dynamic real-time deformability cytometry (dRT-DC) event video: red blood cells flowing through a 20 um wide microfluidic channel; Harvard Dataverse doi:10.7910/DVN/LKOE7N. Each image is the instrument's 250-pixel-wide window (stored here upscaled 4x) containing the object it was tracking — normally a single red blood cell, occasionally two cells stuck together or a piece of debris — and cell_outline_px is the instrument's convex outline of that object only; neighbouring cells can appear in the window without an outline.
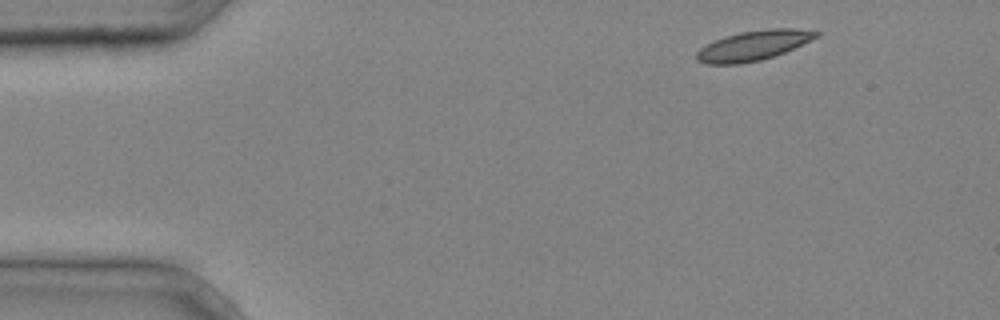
{"species": "common noctule bat (a hibernating species)", "species_latin": "Nyctalus noctula", "temperature_condition": "cold", "stored_images_in_passage": 33, "camera_frame_rate_fps": 3000, "um_per_image_px": 0.085, "animal": {"sex": "male", "body_mass_g": 20.4}, "frame": {"image": 1, "passage_image": 1, "time_ms": 0.0, "image_size_px": [1000, 320], "cell_outline_px": [[820, 36], [784, 52], [760, 60], [740, 64], [704, 64], [696, 60], [696, 52], [700, 48], [716, 40], [740, 32], [772, 28], [796, 28], [820, 32]], "centroid_in_image_um": [64.04, 3.87], "position_along_channel_um": 21.0, "area_um2": 20.58}}
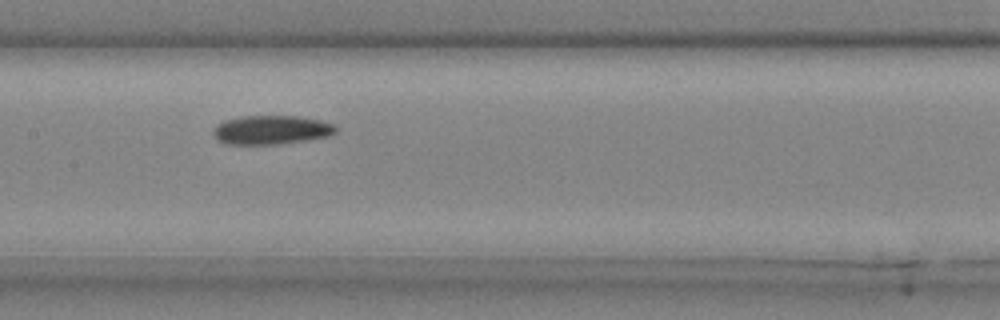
{"frame": {"image": 2, "passage_image": 17, "time_ms": 5.333, "image_size_px": [1000, 320], "cell_outline_px": [[336, 132], [332, 136], [280, 144], [224, 144], [216, 140], [216, 128], [224, 120], [240, 116], [300, 116], [320, 120], [332, 124], [336, 128]], "centroid_in_image_um": [23.11, 11.04], "position_along_channel_um": 184.3, "area_um2": 20.58}}
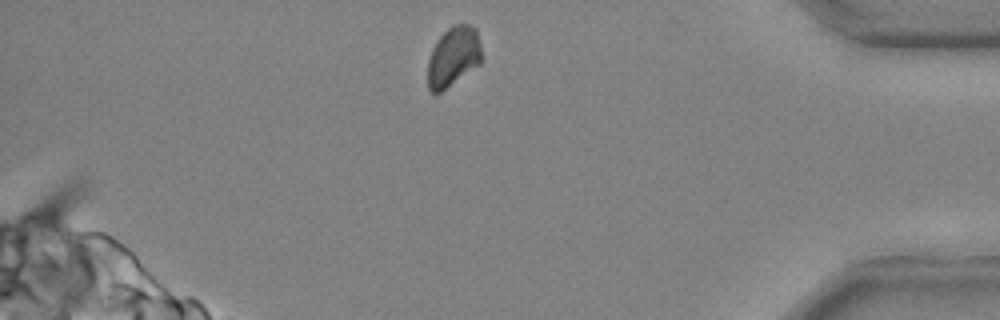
{"frame": {"image": 3, "passage_image": 33, "time_ms": 10.667, "image_size_px": [1000, 320], "cell_outline_px": [[484, 60], [480, 64], [440, 92], [432, 92], [428, 88], [428, 60], [432, 48], [440, 36], [452, 24], [468, 24], [476, 28], [480, 40]], "centroid_in_image_um": [38.57, 4.78], "position_along_channel_um": 396.6, "area_um2": 18.96}}